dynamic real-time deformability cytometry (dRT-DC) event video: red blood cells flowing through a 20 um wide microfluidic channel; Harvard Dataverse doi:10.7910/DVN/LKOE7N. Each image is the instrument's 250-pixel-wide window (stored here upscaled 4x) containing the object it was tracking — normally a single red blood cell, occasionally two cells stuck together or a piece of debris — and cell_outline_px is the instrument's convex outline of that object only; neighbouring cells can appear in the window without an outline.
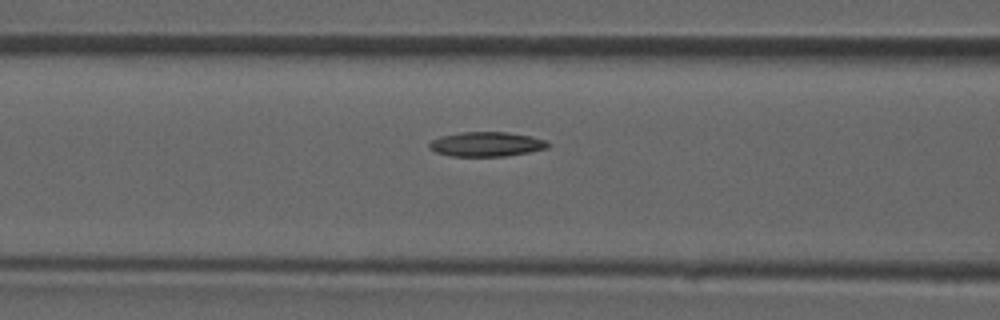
{"species": "common noctule bat (a hibernating species)", "species_latin": "Nyctalus noctula", "temperature_condition": "room temperature", "stored_images_in_passage": 39, "camera_frame_rate_fps": 3000, "um_per_image_px": 0.085, "animal": {"sex": "male", "forearm_length_mm": 52.5}, "frame": {"image": 1, "passage_image": 12, "time_ms": 3.667, "image_size_px": [1000, 320], "cell_outline_px": [[552, 144], [548, 148], [528, 152], [504, 156], [452, 156], [436, 152], [428, 148], [428, 144], [432, 140], [440, 136], [464, 132], [508, 132], [532, 136], [544, 140]], "centroid_in_image_um": [41.36, 12.25], "position_along_channel_um": 125.2, "area_um2": 16.99}}